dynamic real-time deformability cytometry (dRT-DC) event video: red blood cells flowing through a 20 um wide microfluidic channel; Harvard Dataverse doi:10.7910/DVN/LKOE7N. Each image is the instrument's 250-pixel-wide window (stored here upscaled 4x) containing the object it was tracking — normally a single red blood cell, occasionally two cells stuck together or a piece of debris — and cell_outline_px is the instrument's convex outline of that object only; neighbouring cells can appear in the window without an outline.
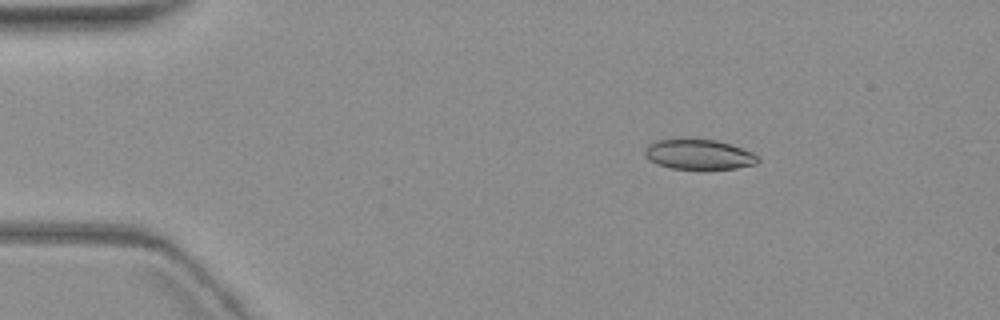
{"species": "common noctule bat (a hibernating species)", "species_latin": "Nyctalus noctula", "temperature_condition": "warm", "stored_images_in_passage": 4, "camera_frame_rate_fps": 3000, "um_per_image_px": 0.085, "animal": {"sex": "female", "body_mass_g": 19.3, "forearm_length_mm": 54.1}, "frame": {"image": 1, "passage_image": 2, "time_ms": 2.0, "image_size_px": [1000, 320], "cell_outline_px": [[760, 160], [756, 164], [736, 168], [672, 168], [656, 164], [648, 160], [644, 156], [644, 148], [648, 144], [656, 140], [716, 140], [752, 152], [760, 156]], "centroid_in_image_um": [59.37, 13.13], "position_along_channel_um": 25.6, "area_um2": 19.48}}